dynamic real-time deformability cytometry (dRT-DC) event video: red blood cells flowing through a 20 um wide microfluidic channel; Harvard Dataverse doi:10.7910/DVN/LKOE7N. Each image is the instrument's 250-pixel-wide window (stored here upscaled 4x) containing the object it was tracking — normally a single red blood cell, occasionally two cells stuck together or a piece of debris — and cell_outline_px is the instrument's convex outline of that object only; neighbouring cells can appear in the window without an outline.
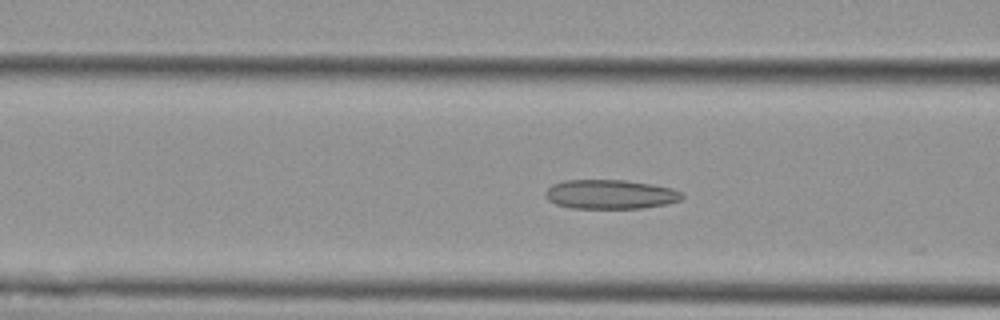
{"species": "Egyptian fruit bat (a non-hibernating species)", "species_latin": "Rousettus aegyptiacus", "temperature_condition": "cold", "stored_images_in_passage": 33, "camera_frame_rate_fps": 3000, "um_per_image_px": 0.085, "animal": {"sex": "female"}, "frame": {"image": 1, "passage_image": 21, "time_ms": 6.667, "image_size_px": [1000, 320], "cell_outline_px": [[684, 196], [680, 200], [668, 204], [640, 208], [572, 208], [556, 204], [548, 200], [544, 196], [544, 192], [552, 184], [564, 180], [624, 180], [652, 184], [672, 188], [680, 192]], "centroid_in_image_um": [51.85, 16.51], "position_along_channel_um": 114.7, "area_um2": 23.35}}
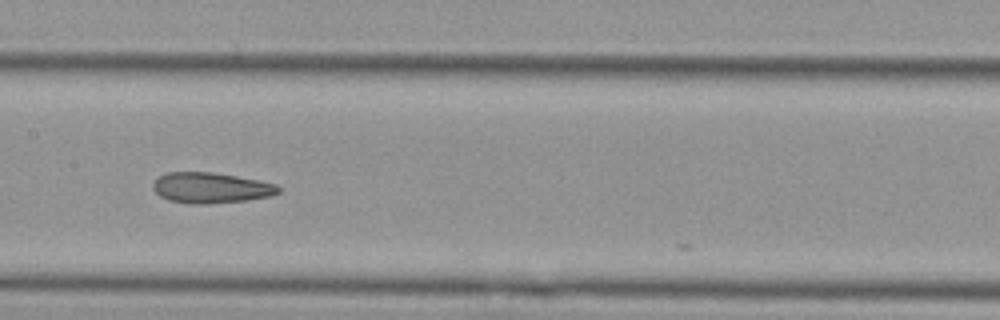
{"frame": {"image": 2, "passage_image": 27, "time_ms": 8.667, "image_size_px": [1000, 320], "cell_outline_px": [[280, 192], [272, 196], [248, 200], [204, 204], [192, 204], [168, 200], [160, 196], [152, 188], [152, 184], [160, 176], [168, 172], [212, 172], [236, 176], [276, 184], [280, 188]], "centroid_in_image_um": [17.92, 15.97], "position_along_channel_um": 189.5, "area_um2": 22.31}}
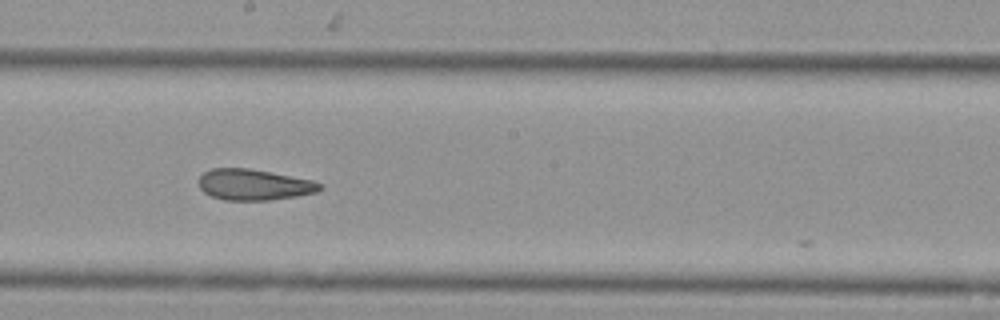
{"frame": {"image": 3, "passage_image": 30, "time_ms": 9.667, "image_size_px": [1000, 320], "cell_outline_px": [[324, 188], [316, 192], [296, 196], [268, 200], [224, 200], [212, 196], [204, 192], [200, 188], [200, 176], [204, 172], [212, 168], [248, 168], [312, 180], [324, 184]], "centroid_in_image_um": [21.61, 15.7], "position_along_channel_um": 226.6, "area_um2": 21.73}}